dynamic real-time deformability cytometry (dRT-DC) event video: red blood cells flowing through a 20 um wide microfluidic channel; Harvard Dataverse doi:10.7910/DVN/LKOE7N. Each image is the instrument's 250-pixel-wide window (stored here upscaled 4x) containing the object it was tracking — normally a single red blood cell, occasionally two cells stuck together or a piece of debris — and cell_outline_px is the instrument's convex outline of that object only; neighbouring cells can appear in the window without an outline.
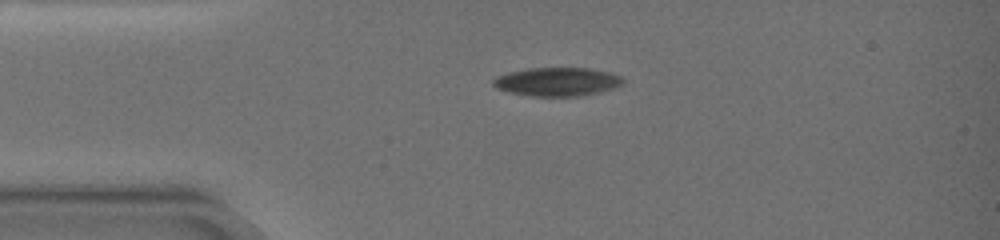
{"species": "common noctule bat (a hibernating species)", "species_latin": "Nyctalus noctula", "temperature_condition": "warm", "stored_images_in_passage": 2, "camera_frame_rate_fps": 3000, "um_per_image_px": 0.085, "animal": {"sex": "female", "body_mass_g": 19.0, "forearm_length_mm": 51.5}, "frame": {"image": 1, "passage_image": 1, "time_ms": 0.0, "image_size_px": [1000, 240], "cell_outline_px": [[624, 84], [616, 88], [600, 92], [580, 96], [532, 96], [508, 92], [496, 88], [492, 84], [492, 80], [496, 76], [508, 72], [528, 68], [588, 68], [612, 72], [620, 76], [624, 80]], "centroid_in_image_um": [47.38, 6.95], "position_along_channel_um": 37.6, "area_um2": 21.91}}